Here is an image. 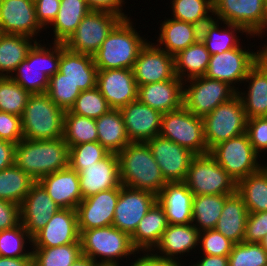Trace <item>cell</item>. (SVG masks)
I'll use <instances>...</instances> for the list:
<instances>
[{"instance_id":"6da1fadb","label":"cell","mask_w":267,"mask_h":266,"mask_svg":"<svg viewBox=\"0 0 267 266\" xmlns=\"http://www.w3.org/2000/svg\"><path fill=\"white\" fill-rule=\"evenodd\" d=\"M14 164L36 182L42 177L69 167V146L64 138L22 139L16 144Z\"/></svg>"},{"instance_id":"7a4b0ae2","label":"cell","mask_w":267,"mask_h":266,"mask_svg":"<svg viewBox=\"0 0 267 266\" xmlns=\"http://www.w3.org/2000/svg\"><path fill=\"white\" fill-rule=\"evenodd\" d=\"M117 156L121 185L157 196L167 183L147 143L130 142Z\"/></svg>"},{"instance_id":"3957f363","label":"cell","mask_w":267,"mask_h":266,"mask_svg":"<svg viewBox=\"0 0 267 266\" xmlns=\"http://www.w3.org/2000/svg\"><path fill=\"white\" fill-rule=\"evenodd\" d=\"M131 18L122 19L93 55L97 70L132 69L140 50L149 41L140 36Z\"/></svg>"},{"instance_id":"277c9868","label":"cell","mask_w":267,"mask_h":266,"mask_svg":"<svg viewBox=\"0 0 267 266\" xmlns=\"http://www.w3.org/2000/svg\"><path fill=\"white\" fill-rule=\"evenodd\" d=\"M43 44L37 41L10 76L30 94L46 93L49 78L59 71L61 43Z\"/></svg>"},{"instance_id":"5b68a950","label":"cell","mask_w":267,"mask_h":266,"mask_svg":"<svg viewBox=\"0 0 267 266\" xmlns=\"http://www.w3.org/2000/svg\"><path fill=\"white\" fill-rule=\"evenodd\" d=\"M65 111L47 93L31 94L21 116L23 138L52 140L63 138Z\"/></svg>"},{"instance_id":"8992f818","label":"cell","mask_w":267,"mask_h":266,"mask_svg":"<svg viewBox=\"0 0 267 266\" xmlns=\"http://www.w3.org/2000/svg\"><path fill=\"white\" fill-rule=\"evenodd\" d=\"M82 254L97 264H119V260L135 257L139 252L133 247L131 237L113 225L79 231ZM99 258V260H98Z\"/></svg>"},{"instance_id":"52a82bcc","label":"cell","mask_w":267,"mask_h":266,"mask_svg":"<svg viewBox=\"0 0 267 266\" xmlns=\"http://www.w3.org/2000/svg\"><path fill=\"white\" fill-rule=\"evenodd\" d=\"M185 185L196 195H232L235 180L209 154L196 155L189 166Z\"/></svg>"},{"instance_id":"ba28073f","label":"cell","mask_w":267,"mask_h":266,"mask_svg":"<svg viewBox=\"0 0 267 266\" xmlns=\"http://www.w3.org/2000/svg\"><path fill=\"white\" fill-rule=\"evenodd\" d=\"M202 119L208 151L219 143L246 132L247 117L238 94L221 103Z\"/></svg>"},{"instance_id":"9c48e42d","label":"cell","mask_w":267,"mask_h":266,"mask_svg":"<svg viewBox=\"0 0 267 266\" xmlns=\"http://www.w3.org/2000/svg\"><path fill=\"white\" fill-rule=\"evenodd\" d=\"M209 154L236 183L262 168L261 157L254 150L246 132L219 143Z\"/></svg>"},{"instance_id":"30bf717a","label":"cell","mask_w":267,"mask_h":266,"mask_svg":"<svg viewBox=\"0 0 267 266\" xmlns=\"http://www.w3.org/2000/svg\"><path fill=\"white\" fill-rule=\"evenodd\" d=\"M161 137L190 149L196 155L209 153L204 136V122L184 106L162 115Z\"/></svg>"},{"instance_id":"8fae6325","label":"cell","mask_w":267,"mask_h":266,"mask_svg":"<svg viewBox=\"0 0 267 266\" xmlns=\"http://www.w3.org/2000/svg\"><path fill=\"white\" fill-rule=\"evenodd\" d=\"M236 94L237 91L226 82L205 76L195 77L183 83V106L203 118Z\"/></svg>"},{"instance_id":"7c38bea8","label":"cell","mask_w":267,"mask_h":266,"mask_svg":"<svg viewBox=\"0 0 267 266\" xmlns=\"http://www.w3.org/2000/svg\"><path fill=\"white\" fill-rule=\"evenodd\" d=\"M213 14L217 20L237 24L249 35L262 38L267 33L265 0H213Z\"/></svg>"},{"instance_id":"4fadbf2b","label":"cell","mask_w":267,"mask_h":266,"mask_svg":"<svg viewBox=\"0 0 267 266\" xmlns=\"http://www.w3.org/2000/svg\"><path fill=\"white\" fill-rule=\"evenodd\" d=\"M122 19L110 12L90 11L64 45L72 52L93 56Z\"/></svg>"},{"instance_id":"5bb4252c","label":"cell","mask_w":267,"mask_h":266,"mask_svg":"<svg viewBox=\"0 0 267 266\" xmlns=\"http://www.w3.org/2000/svg\"><path fill=\"white\" fill-rule=\"evenodd\" d=\"M247 49L241 44L238 48L211 55L204 76L226 82L238 92L239 85L258 62L261 51V47L256 52L249 50L248 46Z\"/></svg>"},{"instance_id":"9a60e30c","label":"cell","mask_w":267,"mask_h":266,"mask_svg":"<svg viewBox=\"0 0 267 266\" xmlns=\"http://www.w3.org/2000/svg\"><path fill=\"white\" fill-rule=\"evenodd\" d=\"M147 144L165 181L184 182L196 154L160 135L150 139Z\"/></svg>"},{"instance_id":"2e32d148","label":"cell","mask_w":267,"mask_h":266,"mask_svg":"<svg viewBox=\"0 0 267 266\" xmlns=\"http://www.w3.org/2000/svg\"><path fill=\"white\" fill-rule=\"evenodd\" d=\"M156 201L157 196L149 191L121 185L112 225L131 237L139 222Z\"/></svg>"},{"instance_id":"e0dca14e","label":"cell","mask_w":267,"mask_h":266,"mask_svg":"<svg viewBox=\"0 0 267 266\" xmlns=\"http://www.w3.org/2000/svg\"><path fill=\"white\" fill-rule=\"evenodd\" d=\"M44 29L37 20L34 0H1L0 31L2 34H14L37 37Z\"/></svg>"},{"instance_id":"ac0fdd59","label":"cell","mask_w":267,"mask_h":266,"mask_svg":"<svg viewBox=\"0 0 267 266\" xmlns=\"http://www.w3.org/2000/svg\"><path fill=\"white\" fill-rule=\"evenodd\" d=\"M132 72L137 86L173 79L174 57L149 41L140 50Z\"/></svg>"},{"instance_id":"d6986e66","label":"cell","mask_w":267,"mask_h":266,"mask_svg":"<svg viewBox=\"0 0 267 266\" xmlns=\"http://www.w3.org/2000/svg\"><path fill=\"white\" fill-rule=\"evenodd\" d=\"M118 199L119 188H111L81 200L76 208L78 230L111 226Z\"/></svg>"},{"instance_id":"ffe728a7","label":"cell","mask_w":267,"mask_h":266,"mask_svg":"<svg viewBox=\"0 0 267 266\" xmlns=\"http://www.w3.org/2000/svg\"><path fill=\"white\" fill-rule=\"evenodd\" d=\"M96 87L111 109H121L137 100L138 86L132 69L98 70Z\"/></svg>"},{"instance_id":"44dd1931","label":"cell","mask_w":267,"mask_h":266,"mask_svg":"<svg viewBox=\"0 0 267 266\" xmlns=\"http://www.w3.org/2000/svg\"><path fill=\"white\" fill-rule=\"evenodd\" d=\"M130 142L147 143L161 131L162 113L138 99L120 109Z\"/></svg>"},{"instance_id":"7402d4cb","label":"cell","mask_w":267,"mask_h":266,"mask_svg":"<svg viewBox=\"0 0 267 266\" xmlns=\"http://www.w3.org/2000/svg\"><path fill=\"white\" fill-rule=\"evenodd\" d=\"M76 209H60L33 238L32 248L80 243Z\"/></svg>"},{"instance_id":"603a6c76","label":"cell","mask_w":267,"mask_h":266,"mask_svg":"<svg viewBox=\"0 0 267 266\" xmlns=\"http://www.w3.org/2000/svg\"><path fill=\"white\" fill-rule=\"evenodd\" d=\"M198 242L199 230L192 223L182 225L169 224L162 234L159 243L150 254L162 260L181 261L186 253V256L188 253L191 255V251L196 253L195 248L198 247Z\"/></svg>"},{"instance_id":"cb8c5ba5","label":"cell","mask_w":267,"mask_h":266,"mask_svg":"<svg viewBox=\"0 0 267 266\" xmlns=\"http://www.w3.org/2000/svg\"><path fill=\"white\" fill-rule=\"evenodd\" d=\"M61 208L36 182L20 205L21 223L33 238Z\"/></svg>"},{"instance_id":"d4e9b609","label":"cell","mask_w":267,"mask_h":266,"mask_svg":"<svg viewBox=\"0 0 267 266\" xmlns=\"http://www.w3.org/2000/svg\"><path fill=\"white\" fill-rule=\"evenodd\" d=\"M82 200L101 191L120 188L119 161L116 153H109L101 161L86 166L79 173Z\"/></svg>"},{"instance_id":"484cf974","label":"cell","mask_w":267,"mask_h":266,"mask_svg":"<svg viewBox=\"0 0 267 266\" xmlns=\"http://www.w3.org/2000/svg\"><path fill=\"white\" fill-rule=\"evenodd\" d=\"M61 209H76L82 200L79 173L70 167L37 181Z\"/></svg>"},{"instance_id":"4316f807","label":"cell","mask_w":267,"mask_h":266,"mask_svg":"<svg viewBox=\"0 0 267 266\" xmlns=\"http://www.w3.org/2000/svg\"><path fill=\"white\" fill-rule=\"evenodd\" d=\"M183 81L173 79L138 86L137 99L164 114L183 106Z\"/></svg>"},{"instance_id":"83f0119b","label":"cell","mask_w":267,"mask_h":266,"mask_svg":"<svg viewBox=\"0 0 267 266\" xmlns=\"http://www.w3.org/2000/svg\"><path fill=\"white\" fill-rule=\"evenodd\" d=\"M193 193L184 182H167L157 195V202L162 206L168 224H191Z\"/></svg>"},{"instance_id":"f1b7e54d","label":"cell","mask_w":267,"mask_h":266,"mask_svg":"<svg viewBox=\"0 0 267 266\" xmlns=\"http://www.w3.org/2000/svg\"><path fill=\"white\" fill-rule=\"evenodd\" d=\"M97 71L92 55L72 52L61 43L59 72L81 91L96 87Z\"/></svg>"},{"instance_id":"f546056e","label":"cell","mask_w":267,"mask_h":266,"mask_svg":"<svg viewBox=\"0 0 267 266\" xmlns=\"http://www.w3.org/2000/svg\"><path fill=\"white\" fill-rule=\"evenodd\" d=\"M243 83L248 86L246 91L240 88L237 94L242 100L247 119L267 117V69L258 61Z\"/></svg>"},{"instance_id":"4dcf8cb0","label":"cell","mask_w":267,"mask_h":266,"mask_svg":"<svg viewBox=\"0 0 267 266\" xmlns=\"http://www.w3.org/2000/svg\"><path fill=\"white\" fill-rule=\"evenodd\" d=\"M159 28L155 45L173 57L200 39L201 28L189 22L166 18Z\"/></svg>"},{"instance_id":"1f68e13d","label":"cell","mask_w":267,"mask_h":266,"mask_svg":"<svg viewBox=\"0 0 267 266\" xmlns=\"http://www.w3.org/2000/svg\"><path fill=\"white\" fill-rule=\"evenodd\" d=\"M168 225L164 209L156 201L139 222L134 234L131 236L133 247L139 254L150 253L159 243Z\"/></svg>"},{"instance_id":"d6a6232c","label":"cell","mask_w":267,"mask_h":266,"mask_svg":"<svg viewBox=\"0 0 267 266\" xmlns=\"http://www.w3.org/2000/svg\"><path fill=\"white\" fill-rule=\"evenodd\" d=\"M220 23L225 26H222ZM237 33L245 34L246 37L249 36V39L256 37L249 35L237 24H228L213 18L201 27L200 39L205 44L210 55L221 54L227 50L238 48L241 45V36H238Z\"/></svg>"},{"instance_id":"836d02e7","label":"cell","mask_w":267,"mask_h":266,"mask_svg":"<svg viewBox=\"0 0 267 266\" xmlns=\"http://www.w3.org/2000/svg\"><path fill=\"white\" fill-rule=\"evenodd\" d=\"M248 214L243 198L236 192L226 199L214 229L232 242L241 243L244 241Z\"/></svg>"},{"instance_id":"e575fe53","label":"cell","mask_w":267,"mask_h":266,"mask_svg":"<svg viewBox=\"0 0 267 266\" xmlns=\"http://www.w3.org/2000/svg\"><path fill=\"white\" fill-rule=\"evenodd\" d=\"M95 123L97 141L110 153L117 154L130 143L120 109H110L95 119Z\"/></svg>"},{"instance_id":"d590c367","label":"cell","mask_w":267,"mask_h":266,"mask_svg":"<svg viewBox=\"0 0 267 266\" xmlns=\"http://www.w3.org/2000/svg\"><path fill=\"white\" fill-rule=\"evenodd\" d=\"M90 11L85 0H60L57 17L50 25L53 26L52 42L65 43Z\"/></svg>"},{"instance_id":"8d00e7d4","label":"cell","mask_w":267,"mask_h":266,"mask_svg":"<svg viewBox=\"0 0 267 266\" xmlns=\"http://www.w3.org/2000/svg\"><path fill=\"white\" fill-rule=\"evenodd\" d=\"M37 42L32 37L14 34L0 35V77H10Z\"/></svg>"},{"instance_id":"74e56055","label":"cell","mask_w":267,"mask_h":266,"mask_svg":"<svg viewBox=\"0 0 267 266\" xmlns=\"http://www.w3.org/2000/svg\"><path fill=\"white\" fill-rule=\"evenodd\" d=\"M210 56L205 44L199 39L174 56L175 75L183 82L204 76Z\"/></svg>"},{"instance_id":"f35d334b","label":"cell","mask_w":267,"mask_h":266,"mask_svg":"<svg viewBox=\"0 0 267 266\" xmlns=\"http://www.w3.org/2000/svg\"><path fill=\"white\" fill-rule=\"evenodd\" d=\"M237 193L249 213L267 212V170L261 168L241 179L237 183Z\"/></svg>"},{"instance_id":"ab89813d","label":"cell","mask_w":267,"mask_h":266,"mask_svg":"<svg viewBox=\"0 0 267 266\" xmlns=\"http://www.w3.org/2000/svg\"><path fill=\"white\" fill-rule=\"evenodd\" d=\"M230 195L193 196L192 224L199 230H211L216 227L224 203Z\"/></svg>"},{"instance_id":"60d3db41","label":"cell","mask_w":267,"mask_h":266,"mask_svg":"<svg viewBox=\"0 0 267 266\" xmlns=\"http://www.w3.org/2000/svg\"><path fill=\"white\" fill-rule=\"evenodd\" d=\"M36 181L15 164L0 171V200L21 205Z\"/></svg>"},{"instance_id":"b9f144b4","label":"cell","mask_w":267,"mask_h":266,"mask_svg":"<svg viewBox=\"0 0 267 266\" xmlns=\"http://www.w3.org/2000/svg\"><path fill=\"white\" fill-rule=\"evenodd\" d=\"M31 249L32 266H71L83 256L80 243Z\"/></svg>"},{"instance_id":"7bdbcfd3","label":"cell","mask_w":267,"mask_h":266,"mask_svg":"<svg viewBox=\"0 0 267 266\" xmlns=\"http://www.w3.org/2000/svg\"><path fill=\"white\" fill-rule=\"evenodd\" d=\"M63 138L69 148L98 140L95 119L65 111Z\"/></svg>"},{"instance_id":"ee69618b","label":"cell","mask_w":267,"mask_h":266,"mask_svg":"<svg viewBox=\"0 0 267 266\" xmlns=\"http://www.w3.org/2000/svg\"><path fill=\"white\" fill-rule=\"evenodd\" d=\"M170 4L171 18L195 24L200 28L214 18L213 0H172Z\"/></svg>"},{"instance_id":"f6af8a7d","label":"cell","mask_w":267,"mask_h":266,"mask_svg":"<svg viewBox=\"0 0 267 266\" xmlns=\"http://www.w3.org/2000/svg\"><path fill=\"white\" fill-rule=\"evenodd\" d=\"M28 243L29 248H32V237L22 223L14 228L3 230L0 232V256L11 258L32 257V249L30 251L27 249V251L25 248Z\"/></svg>"},{"instance_id":"bcb514c9","label":"cell","mask_w":267,"mask_h":266,"mask_svg":"<svg viewBox=\"0 0 267 266\" xmlns=\"http://www.w3.org/2000/svg\"><path fill=\"white\" fill-rule=\"evenodd\" d=\"M30 95L11 77H0V111L21 117Z\"/></svg>"},{"instance_id":"7dc6e473","label":"cell","mask_w":267,"mask_h":266,"mask_svg":"<svg viewBox=\"0 0 267 266\" xmlns=\"http://www.w3.org/2000/svg\"><path fill=\"white\" fill-rule=\"evenodd\" d=\"M81 92L78 86H75L65 78L64 74L58 71L49 78V86L46 93L59 108L69 111Z\"/></svg>"},{"instance_id":"c3c4849f","label":"cell","mask_w":267,"mask_h":266,"mask_svg":"<svg viewBox=\"0 0 267 266\" xmlns=\"http://www.w3.org/2000/svg\"><path fill=\"white\" fill-rule=\"evenodd\" d=\"M109 153L98 141L71 146L69 148V167L80 173L86 166L101 161Z\"/></svg>"},{"instance_id":"681fc988","label":"cell","mask_w":267,"mask_h":266,"mask_svg":"<svg viewBox=\"0 0 267 266\" xmlns=\"http://www.w3.org/2000/svg\"><path fill=\"white\" fill-rule=\"evenodd\" d=\"M110 109L106 99L100 93L99 89L95 87L82 91L76 98L70 111L80 116L97 119Z\"/></svg>"},{"instance_id":"f907efd6","label":"cell","mask_w":267,"mask_h":266,"mask_svg":"<svg viewBox=\"0 0 267 266\" xmlns=\"http://www.w3.org/2000/svg\"><path fill=\"white\" fill-rule=\"evenodd\" d=\"M228 266H267V252L259 243H235Z\"/></svg>"},{"instance_id":"816d5d0a","label":"cell","mask_w":267,"mask_h":266,"mask_svg":"<svg viewBox=\"0 0 267 266\" xmlns=\"http://www.w3.org/2000/svg\"><path fill=\"white\" fill-rule=\"evenodd\" d=\"M234 244L215 229L199 232L198 248L204 255L229 256Z\"/></svg>"},{"instance_id":"f5cc1de1","label":"cell","mask_w":267,"mask_h":266,"mask_svg":"<svg viewBox=\"0 0 267 266\" xmlns=\"http://www.w3.org/2000/svg\"><path fill=\"white\" fill-rule=\"evenodd\" d=\"M246 133L254 150L261 153L267 152V117L247 119Z\"/></svg>"},{"instance_id":"db71d44e","label":"cell","mask_w":267,"mask_h":266,"mask_svg":"<svg viewBox=\"0 0 267 266\" xmlns=\"http://www.w3.org/2000/svg\"><path fill=\"white\" fill-rule=\"evenodd\" d=\"M267 234V212L249 213L246 221L244 242L260 243Z\"/></svg>"},{"instance_id":"11a10c76","label":"cell","mask_w":267,"mask_h":266,"mask_svg":"<svg viewBox=\"0 0 267 266\" xmlns=\"http://www.w3.org/2000/svg\"><path fill=\"white\" fill-rule=\"evenodd\" d=\"M0 139L17 144L23 139L21 117L0 111Z\"/></svg>"},{"instance_id":"9f6ffc18","label":"cell","mask_w":267,"mask_h":266,"mask_svg":"<svg viewBox=\"0 0 267 266\" xmlns=\"http://www.w3.org/2000/svg\"><path fill=\"white\" fill-rule=\"evenodd\" d=\"M34 4L37 20L47 31L57 17L60 0H34Z\"/></svg>"},{"instance_id":"6f0895ef","label":"cell","mask_w":267,"mask_h":266,"mask_svg":"<svg viewBox=\"0 0 267 266\" xmlns=\"http://www.w3.org/2000/svg\"><path fill=\"white\" fill-rule=\"evenodd\" d=\"M21 223L20 205L0 200V232L11 229Z\"/></svg>"},{"instance_id":"680465c9","label":"cell","mask_w":267,"mask_h":266,"mask_svg":"<svg viewBox=\"0 0 267 266\" xmlns=\"http://www.w3.org/2000/svg\"><path fill=\"white\" fill-rule=\"evenodd\" d=\"M91 11H105L121 16L123 19L130 18L123 10L126 0H85ZM124 11V12H123Z\"/></svg>"},{"instance_id":"91938a15","label":"cell","mask_w":267,"mask_h":266,"mask_svg":"<svg viewBox=\"0 0 267 266\" xmlns=\"http://www.w3.org/2000/svg\"><path fill=\"white\" fill-rule=\"evenodd\" d=\"M140 256V257H139ZM135 256L134 262L126 266H185L186 263L178 260H162L156 258L150 253H143V255ZM137 257V258H136ZM183 262V264H181Z\"/></svg>"},{"instance_id":"94428289","label":"cell","mask_w":267,"mask_h":266,"mask_svg":"<svg viewBox=\"0 0 267 266\" xmlns=\"http://www.w3.org/2000/svg\"><path fill=\"white\" fill-rule=\"evenodd\" d=\"M16 144L0 139V171L14 165Z\"/></svg>"},{"instance_id":"6125c7cd","label":"cell","mask_w":267,"mask_h":266,"mask_svg":"<svg viewBox=\"0 0 267 266\" xmlns=\"http://www.w3.org/2000/svg\"><path fill=\"white\" fill-rule=\"evenodd\" d=\"M188 266H228V256L202 255L200 260Z\"/></svg>"},{"instance_id":"be15d7a7","label":"cell","mask_w":267,"mask_h":266,"mask_svg":"<svg viewBox=\"0 0 267 266\" xmlns=\"http://www.w3.org/2000/svg\"><path fill=\"white\" fill-rule=\"evenodd\" d=\"M0 266H32V257H1Z\"/></svg>"},{"instance_id":"e7e4bbea","label":"cell","mask_w":267,"mask_h":266,"mask_svg":"<svg viewBox=\"0 0 267 266\" xmlns=\"http://www.w3.org/2000/svg\"><path fill=\"white\" fill-rule=\"evenodd\" d=\"M96 265H97L96 262L83 255L77 261H75L71 266H96Z\"/></svg>"},{"instance_id":"03108f58","label":"cell","mask_w":267,"mask_h":266,"mask_svg":"<svg viewBox=\"0 0 267 266\" xmlns=\"http://www.w3.org/2000/svg\"><path fill=\"white\" fill-rule=\"evenodd\" d=\"M261 47L260 55H259V62L267 69V43L266 45Z\"/></svg>"},{"instance_id":"003e7915","label":"cell","mask_w":267,"mask_h":266,"mask_svg":"<svg viewBox=\"0 0 267 266\" xmlns=\"http://www.w3.org/2000/svg\"><path fill=\"white\" fill-rule=\"evenodd\" d=\"M263 249L267 252V234L265 235V237L260 241L259 243Z\"/></svg>"},{"instance_id":"a7ac6f4b","label":"cell","mask_w":267,"mask_h":266,"mask_svg":"<svg viewBox=\"0 0 267 266\" xmlns=\"http://www.w3.org/2000/svg\"><path fill=\"white\" fill-rule=\"evenodd\" d=\"M120 265L122 264L121 263L120 264H97L96 266H120Z\"/></svg>"},{"instance_id":"89a4df30","label":"cell","mask_w":267,"mask_h":266,"mask_svg":"<svg viewBox=\"0 0 267 266\" xmlns=\"http://www.w3.org/2000/svg\"><path fill=\"white\" fill-rule=\"evenodd\" d=\"M263 163L265 162H262L261 165H262V168H265L267 170V163L264 165Z\"/></svg>"},{"instance_id":"2644e50d","label":"cell","mask_w":267,"mask_h":266,"mask_svg":"<svg viewBox=\"0 0 267 266\" xmlns=\"http://www.w3.org/2000/svg\"><path fill=\"white\" fill-rule=\"evenodd\" d=\"M265 9H266V14H267V0H265Z\"/></svg>"}]
</instances>
